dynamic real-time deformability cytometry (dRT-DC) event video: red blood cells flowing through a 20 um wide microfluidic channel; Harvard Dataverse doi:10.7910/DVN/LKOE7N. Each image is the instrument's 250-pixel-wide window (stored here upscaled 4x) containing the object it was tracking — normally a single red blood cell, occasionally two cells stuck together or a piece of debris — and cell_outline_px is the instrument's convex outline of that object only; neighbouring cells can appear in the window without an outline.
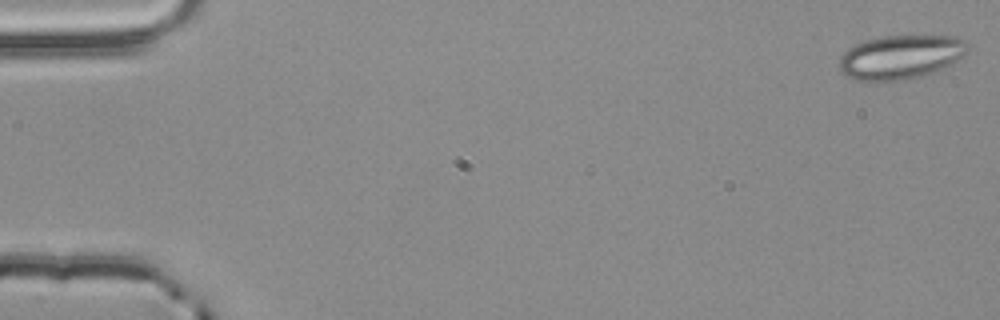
{"species": "common noctule bat (a hibernating species)", "species_latin": "Nyctalus noctula", "temperature_condition": "room temperature", "stored_images_in_passage": 3, "camera_frame_rate_fps": 3000, "um_per_image_px": 0.085, "animal": {"sex": "male", "body_mass_g": 20.4}, "frame": {"image": 1, "passage_image": 1, "time_ms": 0.0, "image_size_px": [1000, 320], "cell_outline_px": [[968, 52], [964, 56], [952, 64], [936, 72], [904, 80], [852, 80], [840, 68], [840, 56], [848, 48], [856, 44], [880, 36], [956, 36], [968, 48]], "centroid_in_image_um": [76.57, 4.85], "position_along_channel_um": 8.4, "area_um2": 32.66}}